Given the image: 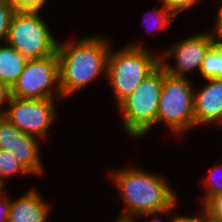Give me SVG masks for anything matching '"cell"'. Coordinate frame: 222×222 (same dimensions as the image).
I'll return each instance as SVG.
<instances>
[{
  "label": "cell",
  "mask_w": 222,
  "mask_h": 222,
  "mask_svg": "<svg viewBox=\"0 0 222 222\" xmlns=\"http://www.w3.org/2000/svg\"><path fill=\"white\" fill-rule=\"evenodd\" d=\"M184 38L161 52L160 64L171 76L189 78L186 76L188 72L197 70L200 73L205 54L216 41L210 31ZM172 57L175 63L170 65L169 60L171 61Z\"/></svg>",
  "instance_id": "9"
},
{
  "label": "cell",
  "mask_w": 222,
  "mask_h": 222,
  "mask_svg": "<svg viewBox=\"0 0 222 222\" xmlns=\"http://www.w3.org/2000/svg\"><path fill=\"white\" fill-rule=\"evenodd\" d=\"M28 58L7 42L0 43V80L10 88L21 75Z\"/></svg>",
  "instance_id": "13"
},
{
  "label": "cell",
  "mask_w": 222,
  "mask_h": 222,
  "mask_svg": "<svg viewBox=\"0 0 222 222\" xmlns=\"http://www.w3.org/2000/svg\"><path fill=\"white\" fill-rule=\"evenodd\" d=\"M31 174L16 160L10 152L0 149V187L5 188L8 178Z\"/></svg>",
  "instance_id": "15"
},
{
  "label": "cell",
  "mask_w": 222,
  "mask_h": 222,
  "mask_svg": "<svg viewBox=\"0 0 222 222\" xmlns=\"http://www.w3.org/2000/svg\"><path fill=\"white\" fill-rule=\"evenodd\" d=\"M11 96L27 99H64L60 88L59 60L54 55L28 59L11 87Z\"/></svg>",
  "instance_id": "7"
},
{
  "label": "cell",
  "mask_w": 222,
  "mask_h": 222,
  "mask_svg": "<svg viewBox=\"0 0 222 222\" xmlns=\"http://www.w3.org/2000/svg\"><path fill=\"white\" fill-rule=\"evenodd\" d=\"M41 12H15L6 42L28 59L43 58L57 52L58 40Z\"/></svg>",
  "instance_id": "6"
},
{
  "label": "cell",
  "mask_w": 222,
  "mask_h": 222,
  "mask_svg": "<svg viewBox=\"0 0 222 222\" xmlns=\"http://www.w3.org/2000/svg\"><path fill=\"white\" fill-rule=\"evenodd\" d=\"M15 12H41L47 0H7Z\"/></svg>",
  "instance_id": "19"
},
{
  "label": "cell",
  "mask_w": 222,
  "mask_h": 222,
  "mask_svg": "<svg viewBox=\"0 0 222 222\" xmlns=\"http://www.w3.org/2000/svg\"><path fill=\"white\" fill-rule=\"evenodd\" d=\"M215 26L213 31L211 30V35L216 42L222 43V2L217 14V20L215 21Z\"/></svg>",
  "instance_id": "26"
},
{
  "label": "cell",
  "mask_w": 222,
  "mask_h": 222,
  "mask_svg": "<svg viewBox=\"0 0 222 222\" xmlns=\"http://www.w3.org/2000/svg\"><path fill=\"white\" fill-rule=\"evenodd\" d=\"M39 139L21 132L8 119L0 114V149L10 152L31 174H44Z\"/></svg>",
  "instance_id": "10"
},
{
  "label": "cell",
  "mask_w": 222,
  "mask_h": 222,
  "mask_svg": "<svg viewBox=\"0 0 222 222\" xmlns=\"http://www.w3.org/2000/svg\"><path fill=\"white\" fill-rule=\"evenodd\" d=\"M56 100L10 97L8 108L2 114L21 132L45 139L57 114Z\"/></svg>",
  "instance_id": "8"
},
{
  "label": "cell",
  "mask_w": 222,
  "mask_h": 222,
  "mask_svg": "<svg viewBox=\"0 0 222 222\" xmlns=\"http://www.w3.org/2000/svg\"><path fill=\"white\" fill-rule=\"evenodd\" d=\"M5 188H0V222H8L10 199Z\"/></svg>",
  "instance_id": "22"
},
{
  "label": "cell",
  "mask_w": 222,
  "mask_h": 222,
  "mask_svg": "<svg viewBox=\"0 0 222 222\" xmlns=\"http://www.w3.org/2000/svg\"><path fill=\"white\" fill-rule=\"evenodd\" d=\"M34 186L15 199H10L8 222H47L52 206Z\"/></svg>",
  "instance_id": "12"
},
{
  "label": "cell",
  "mask_w": 222,
  "mask_h": 222,
  "mask_svg": "<svg viewBox=\"0 0 222 222\" xmlns=\"http://www.w3.org/2000/svg\"><path fill=\"white\" fill-rule=\"evenodd\" d=\"M107 175L118 189L124 205L123 212L116 219L133 220L142 214L162 212L179 201L166 177L139 166L129 165Z\"/></svg>",
  "instance_id": "2"
},
{
  "label": "cell",
  "mask_w": 222,
  "mask_h": 222,
  "mask_svg": "<svg viewBox=\"0 0 222 222\" xmlns=\"http://www.w3.org/2000/svg\"><path fill=\"white\" fill-rule=\"evenodd\" d=\"M113 222H133L132 220L115 219Z\"/></svg>",
  "instance_id": "28"
},
{
  "label": "cell",
  "mask_w": 222,
  "mask_h": 222,
  "mask_svg": "<svg viewBox=\"0 0 222 222\" xmlns=\"http://www.w3.org/2000/svg\"><path fill=\"white\" fill-rule=\"evenodd\" d=\"M220 169H222V164L221 166H218L217 164L213 165L209 173L205 175L206 178L202 179V186H204L206 194L202 197L203 199H201V205H204L212 196L222 193V175H217L216 173L220 171Z\"/></svg>",
  "instance_id": "16"
},
{
  "label": "cell",
  "mask_w": 222,
  "mask_h": 222,
  "mask_svg": "<svg viewBox=\"0 0 222 222\" xmlns=\"http://www.w3.org/2000/svg\"><path fill=\"white\" fill-rule=\"evenodd\" d=\"M11 97V88L0 80V114H3L6 108L5 104L9 103Z\"/></svg>",
  "instance_id": "25"
},
{
  "label": "cell",
  "mask_w": 222,
  "mask_h": 222,
  "mask_svg": "<svg viewBox=\"0 0 222 222\" xmlns=\"http://www.w3.org/2000/svg\"><path fill=\"white\" fill-rule=\"evenodd\" d=\"M104 37L93 34L72 41H58L60 88L64 99L98 80L100 76L107 77L112 44Z\"/></svg>",
  "instance_id": "1"
},
{
  "label": "cell",
  "mask_w": 222,
  "mask_h": 222,
  "mask_svg": "<svg viewBox=\"0 0 222 222\" xmlns=\"http://www.w3.org/2000/svg\"><path fill=\"white\" fill-rule=\"evenodd\" d=\"M194 90L193 80L171 76L164 69L157 124H164L175 136L195 129Z\"/></svg>",
  "instance_id": "5"
},
{
  "label": "cell",
  "mask_w": 222,
  "mask_h": 222,
  "mask_svg": "<svg viewBox=\"0 0 222 222\" xmlns=\"http://www.w3.org/2000/svg\"><path fill=\"white\" fill-rule=\"evenodd\" d=\"M178 201L172 206V207H170L169 209H167V210H164V211H162V212H155V213H146V214H142V215H139V216H137V217H135L132 221L133 222H135L136 220L135 219H137V218H147V217H152L151 218V220L149 221V220H147L148 222H164L163 220H161V219H159V216H160V214H162V215H166V214H168L167 216H171V212L173 213L176 209V207H177V205H178ZM154 217V218H153ZM170 219L168 220V222H172V218L171 217H169ZM137 222V221H136ZM165 222H167V221H165Z\"/></svg>",
  "instance_id": "24"
},
{
  "label": "cell",
  "mask_w": 222,
  "mask_h": 222,
  "mask_svg": "<svg viewBox=\"0 0 222 222\" xmlns=\"http://www.w3.org/2000/svg\"><path fill=\"white\" fill-rule=\"evenodd\" d=\"M112 48L106 78L118 106L160 65V55L138 41L118 51Z\"/></svg>",
  "instance_id": "3"
},
{
  "label": "cell",
  "mask_w": 222,
  "mask_h": 222,
  "mask_svg": "<svg viewBox=\"0 0 222 222\" xmlns=\"http://www.w3.org/2000/svg\"><path fill=\"white\" fill-rule=\"evenodd\" d=\"M164 81L161 64L117 107L122 131L132 139H142L157 124L158 106Z\"/></svg>",
  "instance_id": "4"
},
{
  "label": "cell",
  "mask_w": 222,
  "mask_h": 222,
  "mask_svg": "<svg viewBox=\"0 0 222 222\" xmlns=\"http://www.w3.org/2000/svg\"><path fill=\"white\" fill-rule=\"evenodd\" d=\"M201 209V213L200 211L197 213L198 215H180L178 213H175V215L172 216V222H205V209L204 206L201 205L200 206Z\"/></svg>",
  "instance_id": "23"
},
{
  "label": "cell",
  "mask_w": 222,
  "mask_h": 222,
  "mask_svg": "<svg viewBox=\"0 0 222 222\" xmlns=\"http://www.w3.org/2000/svg\"><path fill=\"white\" fill-rule=\"evenodd\" d=\"M200 89L194 90L195 128L217 124L222 127V79H204Z\"/></svg>",
  "instance_id": "11"
},
{
  "label": "cell",
  "mask_w": 222,
  "mask_h": 222,
  "mask_svg": "<svg viewBox=\"0 0 222 222\" xmlns=\"http://www.w3.org/2000/svg\"><path fill=\"white\" fill-rule=\"evenodd\" d=\"M153 12L151 14H147L150 15L152 18H150V16L148 18H145V22L150 23L151 20L153 21V25H151L154 31L160 29V30H164L169 24H171L172 22H174L175 19V15L168 9H166L164 6L161 5V8L157 9V10H152ZM148 13V12H147ZM150 22H149V20ZM144 22V23H145ZM151 24V23H150ZM149 30V29H148ZM152 30V31H153ZM151 31V30H150Z\"/></svg>",
  "instance_id": "17"
},
{
  "label": "cell",
  "mask_w": 222,
  "mask_h": 222,
  "mask_svg": "<svg viewBox=\"0 0 222 222\" xmlns=\"http://www.w3.org/2000/svg\"><path fill=\"white\" fill-rule=\"evenodd\" d=\"M205 222H222V221H219V220L209 217L205 212Z\"/></svg>",
  "instance_id": "27"
},
{
  "label": "cell",
  "mask_w": 222,
  "mask_h": 222,
  "mask_svg": "<svg viewBox=\"0 0 222 222\" xmlns=\"http://www.w3.org/2000/svg\"><path fill=\"white\" fill-rule=\"evenodd\" d=\"M160 5L170 10L175 16L197 6L200 0H158Z\"/></svg>",
  "instance_id": "20"
},
{
  "label": "cell",
  "mask_w": 222,
  "mask_h": 222,
  "mask_svg": "<svg viewBox=\"0 0 222 222\" xmlns=\"http://www.w3.org/2000/svg\"><path fill=\"white\" fill-rule=\"evenodd\" d=\"M198 74L203 79H222V43L215 42L208 49Z\"/></svg>",
  "instance_id": "14"
},
{
  "label": "cell",
  "mask_w": 222,
  "mask_h": 222,
  "mask_svg": "<svg viewBox=\"0 0 222 222\" xmlns=\"http://www.w3.org/2000/svg\"><path fill=\"white\" fill-rule=\"evenodd\" d=\"M203 206L209 217L222 221V193L212 196Z\"/></svg>",
  "instance_id": "21"
},
{
  "label": "cell",
  "mask_w": 222,
  "mask_h": 222,
  "mask_svg": "<svg viewBox=\"0 0 222 222\" xmlns=\"http://www.w3.org/2000/svg\"><path fill=\"white\" fill-rule=\"evenodd\" d=\"M14 13L13 7L7 0H0V43L7 40L10 22Z\"/></svg>",
  "instance_id": "18"
}]
</instances>
